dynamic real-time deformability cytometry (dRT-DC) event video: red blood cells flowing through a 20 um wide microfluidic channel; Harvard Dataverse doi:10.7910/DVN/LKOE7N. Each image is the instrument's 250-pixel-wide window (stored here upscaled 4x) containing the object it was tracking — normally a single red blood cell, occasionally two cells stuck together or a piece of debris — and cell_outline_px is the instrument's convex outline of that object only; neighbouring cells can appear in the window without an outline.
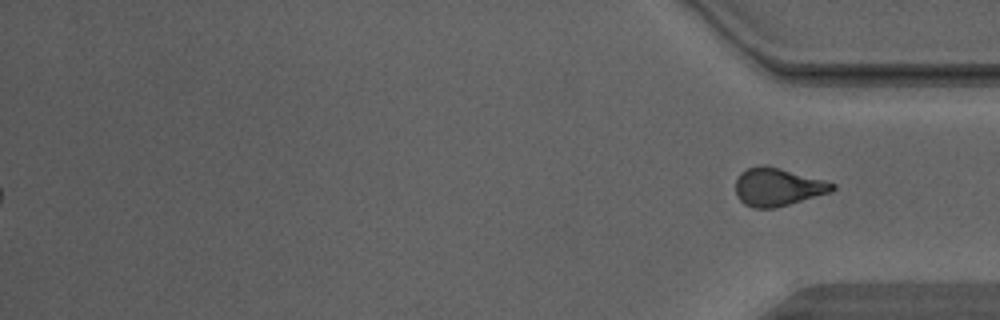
{"species": "Egyptian fruit bat (a non-hibernating species)", "species_latin": "Rousettus aegyptiacus", "temperature_condition": "warm", "stored_images_in_passage": 32, "segment_of_instrument_passage": [2, 2], "camera_frame_rate_fps": 3000, "um_per_image_px": 0.085, "animal": {"sex": "male"}, "frame": {"image": 1, "passage_image": 32, "time_ms": 10.333, "image_size_px": [1000, 320], "cell_outline_px": [[836, 188], [832, 192], [776, 208], [752, 208], [744, 204], [736, 196], [736, 180], [740, 172], [748, 168], [760, 164], [764, 164], [780, 168], [824, 180], [836, 184]], "centroid_in_image_um": [66.1, 15.89], "position_along_channel_um": 369.1, "area_um2": 21.62}}